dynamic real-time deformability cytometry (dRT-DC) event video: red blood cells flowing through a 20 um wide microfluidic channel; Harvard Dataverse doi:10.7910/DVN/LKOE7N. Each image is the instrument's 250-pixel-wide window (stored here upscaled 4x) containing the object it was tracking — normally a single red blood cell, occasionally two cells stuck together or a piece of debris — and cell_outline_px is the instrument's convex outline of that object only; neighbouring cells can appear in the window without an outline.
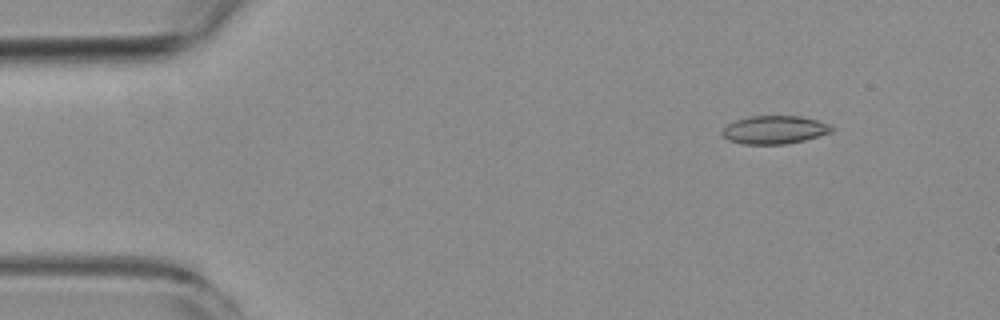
{"species": "common noctule bat (a hibernating species)", "species_latin": "Nyctalus noctula", "temperature_condition": "room temperature", "stored_images_in_passage": 4, "camera_frame_rate_fps": 3000, "um_per_image_px": 0.085, "animal": {"sex": "female", "body_mass_g": 19.3, "forearm_length_mm": 54.1}, "frame": {"image": 1, "passage_image": 2, "time_ms": 1.0, "image_size_px": [1000, 320], "cell_outline_px": [[836, 128], [832, 132], [804, 140], [784, 144], [744, 144], [728, 140], [720, 132], [728, 124], [736, 120], [748, 116], [800, 116], [816, 120], [828, 124]], "centroid_in_image_um": [65.83, 11.03], "position_along_channel_um": 19.2, "area_um2": 17.92}}